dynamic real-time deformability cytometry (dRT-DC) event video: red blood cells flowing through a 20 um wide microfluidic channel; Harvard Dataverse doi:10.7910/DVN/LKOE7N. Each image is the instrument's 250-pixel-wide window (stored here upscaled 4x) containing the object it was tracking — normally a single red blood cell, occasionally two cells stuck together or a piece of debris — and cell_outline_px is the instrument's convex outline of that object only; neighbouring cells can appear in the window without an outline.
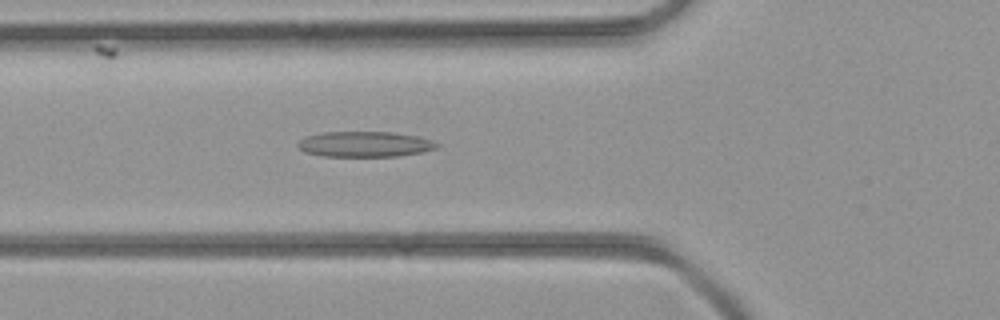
{"species": "common noctule bat (a hibernating species)", "species_latin": "Nyctalus noctula", "temperature_condition": "room temperature", "stored_images_in_passage": 42, "camera_frame_rate_fps": 3000, "um_per_image_px": 0.085, "animal": {"sex": "female", "body_mass_g": 21.9}, "frame": {"image": 1, "passage_image": 15, "time_ms": 4.667, "image_size_px": [1000, 320], "cell_outline_px": [[440, 144], [436, 148], [424, 152], [396, 156], [324, 156], [304, 152], [296, 144], [304, 136], [324, 132], [392, 132], [420, 136], [432, 140]], "centroid_in_image_um": [31.02, 12.25], "position_along_channel_um": 94.8, "area_um2": 20.75}}
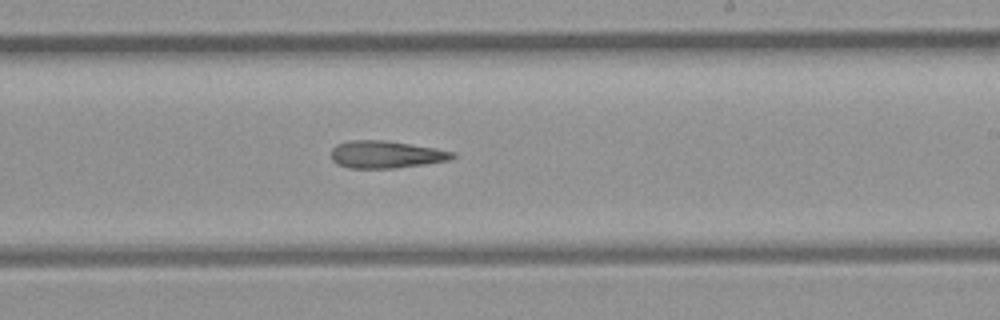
{"frame": {"image": 2, "passage_image": 25, "time_ms": 8.0, "image_size_px": [1000, 320], "cell_outline_px": [[456, 156], [448, 160], [424, 164], [396, 168], [348, 168], [336, 164], [332, 160], [332, 148], [336, 144], [352, 140], [388, 140], [436, 148], [456, 152]], "centroid_in_image_um": [32.81, 13.12], "position_along_channel_um": 256.2, "area_um2": 19.48}}
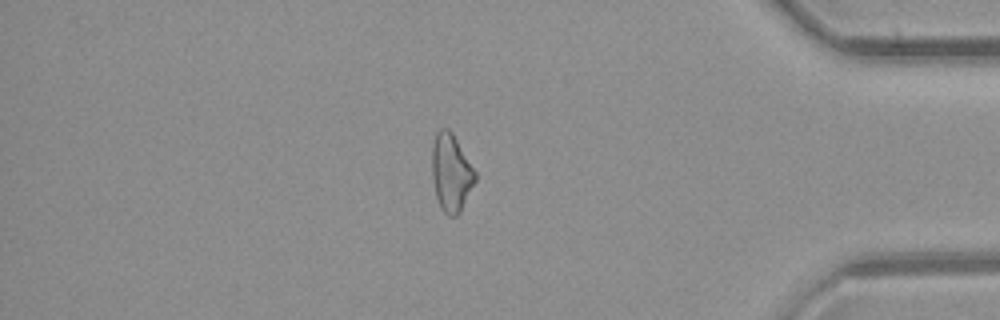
{"frame": {"image": 3, "passage_image": 36, "time_ms": 11.667, "image_size_px": [1000, 320], "cell_outline_px": [[476, 180], [460, 212], [456, 216], [448, 216], [440, 208], [436, 196], [432, 176], [432, 148], [436, 132], [440, 128], [448, 128], [452, 132], [476, 172]], "centroid_in_image_um": [38.34, 14.68], "position_along_channel_um": 396.9, "area_um2": 19.48}}